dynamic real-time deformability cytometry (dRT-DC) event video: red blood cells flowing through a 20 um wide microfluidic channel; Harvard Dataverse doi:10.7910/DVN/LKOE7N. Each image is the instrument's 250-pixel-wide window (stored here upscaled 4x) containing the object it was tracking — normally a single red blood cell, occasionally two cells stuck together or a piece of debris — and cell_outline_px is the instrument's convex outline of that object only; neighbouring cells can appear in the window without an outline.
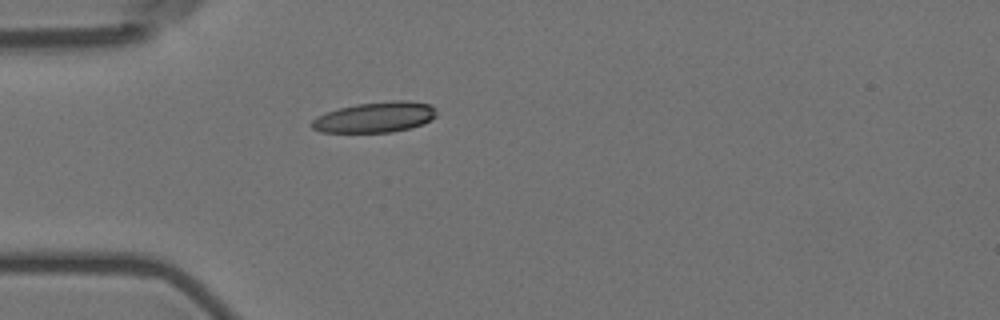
{"species": "Egyptian fruit bat (a non-hibernating species)", "species_latin": "Rousettus aegyptiacus", "temperature_condition": "room temperature", "stored_images_in_passage": 1, "camera_frame_rate_fps": 3000, "um_per_image_px": 0.085, "animal": {"sex": "female"}, "frame": {"image": 1, "passage_image": 1, "time_ms": 0.0, "image_size_px": [1000, 320], "cell_outline_px": [[436, 116], [432, 120], [408, 128], [392, 132], [320, 132], [312, 128], [312, 120], [316, 116], [340, 108], [356, 104], [396, 100], [404, 100], [432, 104], [436, 108]], "centroid_in_image_um": [31.91, 9.95], "position_along_channel_um": 53.1, "area_um2": 22.08}}